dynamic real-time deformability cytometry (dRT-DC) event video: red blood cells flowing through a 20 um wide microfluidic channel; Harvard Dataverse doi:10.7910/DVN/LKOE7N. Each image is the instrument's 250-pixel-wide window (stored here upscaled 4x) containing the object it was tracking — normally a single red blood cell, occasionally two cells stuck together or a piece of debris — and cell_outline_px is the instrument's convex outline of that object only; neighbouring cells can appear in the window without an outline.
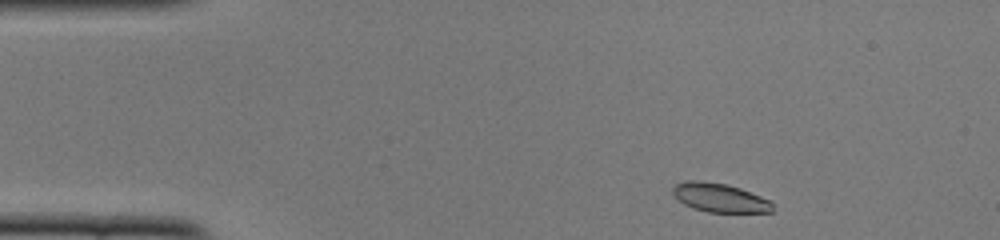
{"species": "common noctule bat (a hibernating species)", "species_latin": "Nyctalus noctula", "temperature_condition": "cold", "stored_images_in_passage": 45, "camera_frame_rate_fps": 3000, "um_per_image_px": 0.085, "animal": {"sex": "female", "body_mass_g": 22.0, "forearm_length_mm": 56.7}, "frame": {"image": 1, "passage_image": 1, "time_ms": 0.0, "image_size_px": [1000, 240], "cell_outline_px": [[772, 212], [708, 212], [692, 208], [684, 204], [672, 192], [672, 188], [676, 184], [684, 180], [700, 180], [728, 184], [740, 188], [772, 200]], "centroid_in_image_um": [61.18, 16.79], "position_along_channel_um": 23.8, "area_um2": 16.88}}
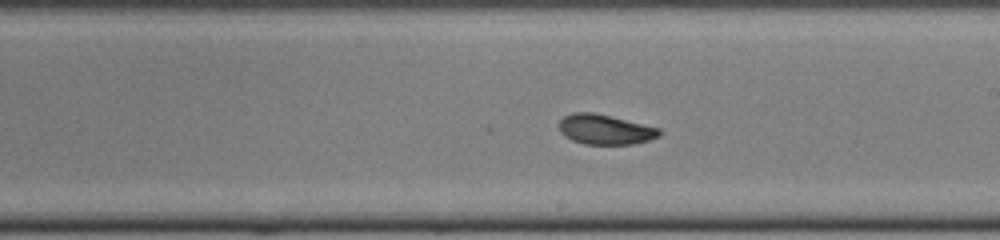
{"frame": {"image": 2, "passage_image": 23, "time_ms": 7.333, "image_size_px": [1000, 240], "cell_outline_px": [[660, 136], [648, 140], [632, 144], [584, 144], [572, 140], [564, 136], [560, 132], [560, 120], [564, 116], [572, 112], [592, 112], [660, 128]], "centroid_in_image_um": [51.41, 11.01], "position_along_channel_um": 237.6, "area_um2": 17.34}}
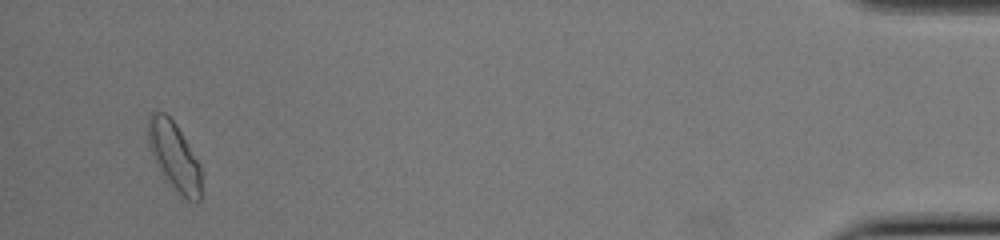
{"frame": {"image": 3, "passage_image": 43, "time_ms": 14.0, "image_size_px": [1000, 240], "cell_outline_px": [[200, 200], [188, 200], [176, 192], [164, 180], [152, 156], [148, 144], [148, 116], [152, 112], [164, 112], [176, 124], [200, 164]], "centroid_in_image_um": [14.77, 13.28], "position_along_channel_um": 420.4, "area_um2": 21.15}, "authors_computed_cell_mechanics": {"area_um2": 17.918, "velocity_mm_per_s": 3.8818, "shape_relaxation_time_tau1_ms": 2.9988, "shape_relaxation_time_tau2_ms": 3.513, "deformation_change_tau1": 0.1316, "deformation_change_tau2": 0.0825}}